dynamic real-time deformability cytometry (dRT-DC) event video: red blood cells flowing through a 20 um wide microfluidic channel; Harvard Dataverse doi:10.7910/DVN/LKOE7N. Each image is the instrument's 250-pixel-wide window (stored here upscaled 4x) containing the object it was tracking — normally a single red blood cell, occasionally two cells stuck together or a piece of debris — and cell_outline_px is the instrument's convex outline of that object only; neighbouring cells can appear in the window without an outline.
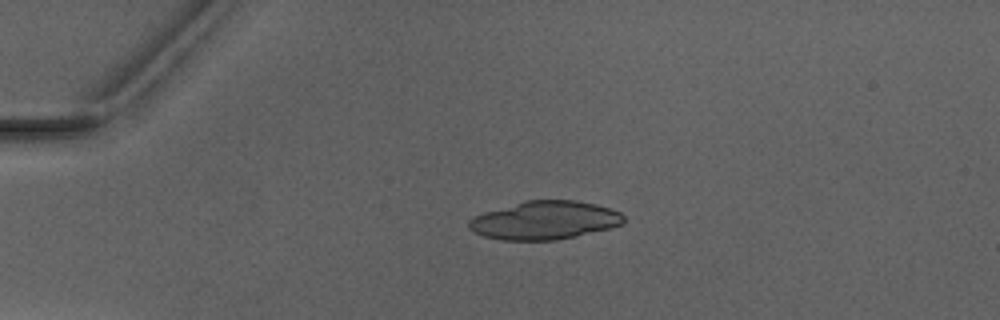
{"species": "Egyptian fruit bat (a non-hibernating species)", "species_latin": "Rousettus aegyptiacus", "temperature_condition": "warm", "stored_images_in_passage": 4, "camera_frame_rate_fps": 3000, "um_per_image_px": 0.085, "animal": {"sex": "male"}, "frame": {"image": 1, "passage_image": 4, "time_ms": 5.667, "image_size_px": [1000, 320], "cell_outline_px": [[624, 224], [576, 236], [556, 240], [500, 240], [484, 236], [468, 228], [468, 220], [472, 216], [484, 212], [524, 200], [576, 200], [596, 204], [620, 212], [624, 216]], "centroid_in_image_um": [46.27, 18.72], "position_along_channel_um": 38.7, "area_um2": 34.62}}